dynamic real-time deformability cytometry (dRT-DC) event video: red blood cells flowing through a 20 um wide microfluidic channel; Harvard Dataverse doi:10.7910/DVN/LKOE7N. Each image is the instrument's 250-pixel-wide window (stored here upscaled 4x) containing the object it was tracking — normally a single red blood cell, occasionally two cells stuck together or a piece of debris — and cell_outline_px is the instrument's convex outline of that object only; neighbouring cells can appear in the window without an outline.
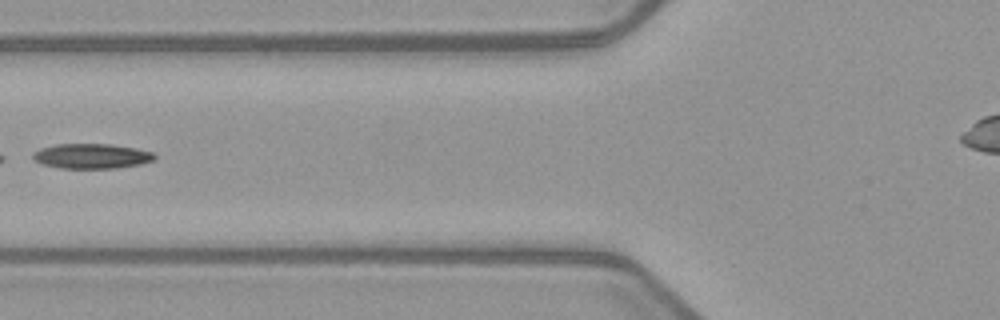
{"species": "common noctule bat (a hibernating species)", "species_latin": "Nyctalus noctula", "temperature_condition": "warm", "stored_images_in_passage": 4, "camera_frame_rate_fps": 3000, "um_per_image_px": 0.085, "animal": {"sex": "female", "body_mass_g": 21.9}, "frame": {"image": 1, "passage_image": 4, "time_ms": 3.333, "image_size_px": [1000, 320], "cell_outline_px": [[156, 156], [152, 160], [140, 164], [116, 168], [60, 168], [44, 164], [36, 160], [32, 156], [32, 152], [40, 148], [56, 144], [112, 144], [136, 148], [152, 152]], "centroid_in_image_um": [7.78, 13.26], "position_along_channel_um": 118.0, "area_um2": 17.57}}